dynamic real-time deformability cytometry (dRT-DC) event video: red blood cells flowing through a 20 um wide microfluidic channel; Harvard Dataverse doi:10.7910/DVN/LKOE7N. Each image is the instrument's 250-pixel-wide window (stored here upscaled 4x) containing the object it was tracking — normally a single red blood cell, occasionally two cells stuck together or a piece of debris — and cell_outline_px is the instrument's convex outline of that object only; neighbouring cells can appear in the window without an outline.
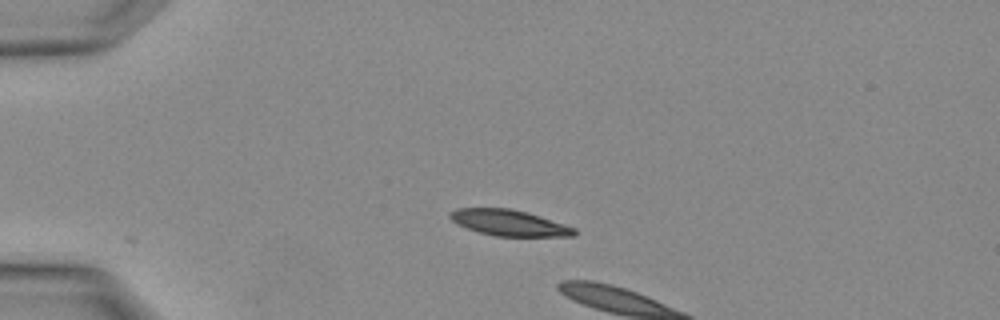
{"species": "Egyptian fruit bat (a non-hibernating species)", "species_latin": "Rousettus aegyptiacus", "temperature_condition": "warm", "stored_images_in_passage": 2, "camera_frame_rate_fps": 3000, "um_per_image_px": 0.085, "animal": {"sex": "female"}, "frame": {"image": 1, "passage_image": 1, "time_ms": 0.0, "image_size_px": [1000, 320], "cell_outline_px": [[576, 236], [496, 236], [480, 232], [456, 224], [448, 216], [448, 212], [456, 208], [508, 208], [528, 212], [576, 228]], "centroid_in_image_um": [43.26, 18.93], "position_along_channel_um": 41.7, "area_um2": 18.79}}